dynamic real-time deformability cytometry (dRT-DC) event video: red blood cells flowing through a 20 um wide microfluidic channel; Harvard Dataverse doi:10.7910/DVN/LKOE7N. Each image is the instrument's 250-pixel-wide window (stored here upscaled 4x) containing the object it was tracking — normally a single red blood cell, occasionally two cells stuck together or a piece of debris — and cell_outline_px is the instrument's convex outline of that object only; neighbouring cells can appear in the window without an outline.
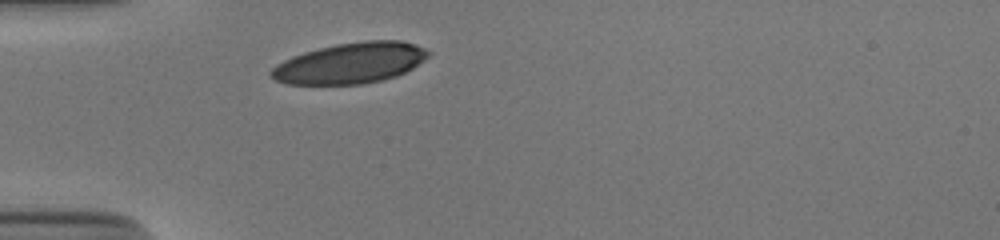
{"species": "human", "species_latin": "Homo sapiens", "temperature_condition": "cold", "stored_images_in_passage": 28, "camera_frame_rate_fps": 3000, "um_per_image_px": 0.085, "donor": {"sex": "male"}, "frame": {"image": 1, "passage_image": 1, "time_ms": 0.0, "image_size_px": [1000, 240], "cell_outline_px": [[432, 52], [424, 60], [412, 68], [396, 76], [384, 80], [360, 84], [288, 84], [276, 80], [268, 76], [268, 72], [276, 64], [292, 56], [304, 52], [336, 44], [364, 40], [400, 40], [416, 44]], "centroid_in_image_um": [29.77, 5.36], "position_along_channel_um": 55.2, "area_um2": 37.45}}
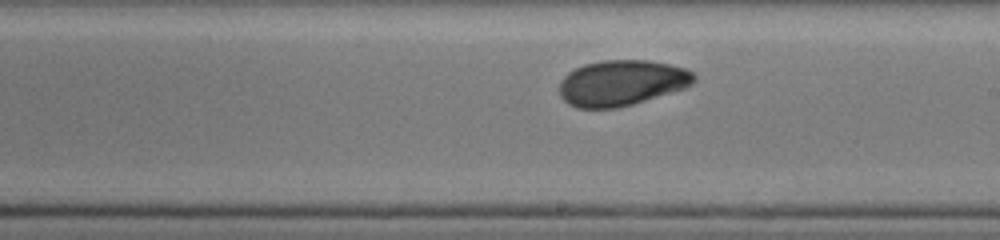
{"frame": {"image": 2, "passage_image": 16, "time_ms": 5.0, "image_size_px": [1000, 240], "cell_outline_px": [[696, 80], [692, 84], [684, 88], [632, 104], [616, 108], [576, 108], [568, 104], [560, 96], [560, 80], [568, 72], [584, 64], [604, 60], [648, 60], [672, 64], [684, 68], [692, 72], [696, 76]], "centroid_in_image_um": [52.83, 7.04], "position_along_channel_um": 236.2, "area_um2": 35.84}}
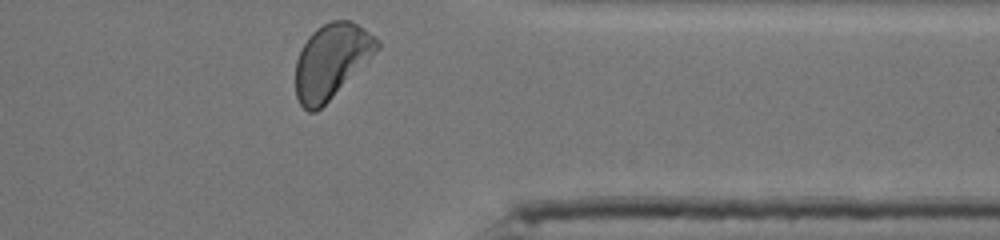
{"frame": {"image": 3, "passage_image": 28, "time_ms": 9.0, "image_size_px": [1000, 240], "cell_outline_px": [[380, 48], [368, 64], [316, 112], [308, 112], [300, 104], [296, 96], [296, 60], [308, 36], [316, 28], [332, 20], [352, 20], [364, 28], [380, 40]], "centroid_in_image_um": [28.21, 5.18], "position_along_channel_um": 383.2, "area_um2": 35.84}, "authors_computed_cell_mechanics": {"area_um2": 36.5007, "velocity_mm_per_s": 3.8465, "shape_relaxation_time_tau1_ms": 2.874, "shape_relaxation_time_tau2_ms": 1.9778, "deformation_change_tau1": 0.1093, "deformation_change_tau2": 0.0559}}